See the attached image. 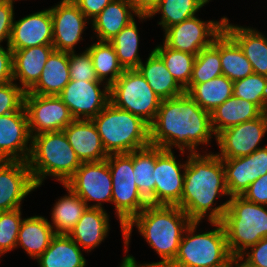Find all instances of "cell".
Here are the masks:
<instances>
[{"instance_id":"obj_1","label":"cell","mask_w":267,"mask_h":267,"mask_svg":"<svg viewBox=\"0 0 267 267\" xmlns=\"http://www.w3.org/2000/svg\"><path fill=\"white\" fill-rule=\"evenodd\" d=\"M216 135L211 125V113L202 109L186 92L180 96L164 99L150 125V145L180 154L187 149L199 153L198 146L210 144ZM174 146V147H173Z\"/></svg>"},{"instance_id":"obj_2","label":"cell","mask_w":267,"mask_h":267,"mask_svg":"<svg viewBox=\"0 0 267 267\" xmlns=\"http://www.w3.org/2000/svg\"><path fill=\"white\" fill-rule=\"evenodd\" d=\"M184 174L183 191L179 206L192 221L221 222L228 200L219 206L214 201L219 196H229L225 183L222 159L209 152L189 153Z\"/></svg>"},{"instance_id":"obj_3","label":"cell","mask_w":267,"mask_h":267,"mask_svg":"<svg viewBox=\"0 0 267 267\" xmlns=\"http://www.w3.org/2000/svg\"><path fill=\"white\" fill-rule=\"evenodd\" d=\"M191 222L179 206L148 204L124 227V253L128 252L130 236L136 226L161 261L138 264L135 257L128 254L119 267H168L174 261L184 232Z\"/></svg>"},{"instance_id":"obj_4","label":"cell","mask_w":267,"mask_h":267,"mask_svg":"<svg viewBox=\"0 0 267 267\" xmlns=\"http://www.w3.org/2000/svg\"><path fill=\"white\" fill-rule=\"evenodd\" d=\"M28 166L36 186L41 187L46 176L65 184L81 166L64 131L41 133L31 136Z\"/></svg>"},{"instance_id":"obj_5","label":"cell","mask_w":267,"mask_h":267,"mask_svg":"<svg viewBox=\"0 0 267 267\" xmlns=\"http://www.w3.org/2000/svg\"><path fill=\"white\" fill-rule=\"evenodd\" d=\"M91 120L108 155L128 154L150 145V126L111 102Z\"/></svg>"},{"instance_id":"obj_6","label":"cell","mask_w":267,"mask_h":267,"mask_svg":"<svg viewBox=\"0 0 267 267\" xmlns=\"http://www.w3.org/2000/svg\"><path fill=\"white\" fill-rule=\"evenodd\" d=\"M199 223L192 221L187 227L178 253L168 267H224L229 263L232 255L223 224L209 222L214 229L198 233Z\"/></svg>"},{"instance_id":"obj_7","label":"cell","mask_w":267,"mask_h":267,"mask_svg":"<svg viewBox=\"0 0 267 267\" xmlns=\"http://www.w3.org/2000/svg\"><path fill=\"white\" fill-rule=\"evenodd\" d=\"M267 206L246 200L241 195L230 196L221 221L232 256L241 255L267 237Z\"/></svg>"},{"instance_id":"obj_8","label":"cell","mask_w":267,"mask_h":267,"mask_svg":"<svg viewBox=\"0 0 267 267\" xmlns=\"http://www.w3.org/2000/svg\"><path fill=\"white\" fill-rule=\"evenodd\" d=\"M112 177V201L115 215L120 222L124 241V227L138 215L148 203L141 197L134 181L133 151L128 154H111L107 157Z\"/></svg>"},{"instance_id":"obj_9","label":"cell","mask_w":267,"mask_h":267,"mask_svg":"<svg viewBox=\"0 0 267 267\" xmlns=\"http://www.w3.org/2000/svg\"><path fill=\"white\" fill-rule=\"evenodd\" d=\"M161 101L137 69H125L110 86V102L140 117L149 126L156 118Z\"/></svg>"},{"instance_id":"obj_10","label":"cell","mask_w":267,"mask_h":267,"mask_svg":"<svg viewBox=\"0 0 267 267\" xmlns=\"http://www.w3.org/2000/svg\"><path fill=\"white\" fill-rule=\"evenodd\" d=\"M225 18L206 22L195 15L185 19L164 31L163 43L171 49L197 55L203 48L210 46L224 30Z\"/></svg>"},{"instance_id":"obj_11","label":"cell","mask_w":267,"mask_h":267,"mask_svg":"<svg viewBox=\"0 0 267 267\" xmlns=\"http://www.w3.org/2000/svg\"><path fill=\"white\" fill-rule=\"evenodd\" d=\"M90 208L104 209L103 202L112 201V177L107 160L82 163L65 183ZM96 203L89 204L88 202Z\"/></svg>"},{"instance_id":"obj_12","label":"cell","mask_w":267,"mask_h":267,"mask_svg":"<svg viewBox=\"0 0 267 267\" xmlns=\"http://www.w3.org/2000/svg\"><path fill=\"white\" fill-rule=\"evenodd\" d=\"M24 106L31 136L63 131L74 120L69 108L59 96L25 92Z\"/></svg>"},{"instance_id":"obj_13","label":"cell","mask_w":267,"mask_h":267,"mask_svg":"<svg viewBox=\"0 0 267 267\" xmlns=\"http://www.w3.org/2000/svg\"><path fill=\"white\" fill-rule=\"evenodd\" d=\"M58 96L74 119L91 120L110 102V86L103 81L70 80Z\"/></svg>"},{"instance_id":"obj_14","label":"cell","mask_w":267,"mask_h":267,"mask_svg":"<svg viewBox=\"0 0 267 267\" xmlns=\"http://www.w3.org/2000/svg\"><path fill=\"white\" fill-rule=\"evenodd\" d=\"M267 133V112L258 118L224 129L216 136L221 159H232L252 154L259 148Z\"/></svg>"},{"instance_id":"obj_15","label":"cell","mask_w":267,"mask_h":267,"mask_svg":"<svg viewBox=\"0 0 267 267\" xmlns=\"http://www.w3.org/2000/svg\"><path fill=\"white\" fill-rule=\"evenodd\" d=\"M187 161L178 163L173 150L156 146L155 205L177 206L182 197Z\"/></svg>"},{"instance_id":"obj_16","label":"cell","mask_w":267,"mask_h":267,"mask_svg":"<svg viewBox=\"0 0 267 267\" xmlns=\"http://www.w3.org/2000/svg\"><path fill=\"white\" fill-rule=\"evenodd\" d=\"M53 22V47L56 51L74 52L84 40L82 34L89 19L73 0H61L50 8Z\"/></svg>"},{"instance_id":"obj_17","label":"cell","mask_w":267,"mask_h":267,"mask_svg":"<svg viewBox=\"0 0 267 267\" xmlns=\"http://www.w3.org/2000/svg\"><path fill=\"white\" fill-rule=\"evenodd\" d=\"M31 141L25 106L19 111L0 116V161L27 162Z\"/></svg>"},{"instance_id":"obj_18","label":"cell","mask_w":267,"mask_h":267,"mask_svg":"<svg viewBox=\"0 0 267 267\" xmlns=\"http://www.w3.org/2000/svg\"><path fill=\"white\" fill-rule=\"evenodd\" d=\"M35 189L26 161H0V212L21 208L22 200Z\"/></svg>"},{"instance_id":"obj_19","label":"cell","mask_w":267,"mask_h":267,"mask_svg":"<svg viewBox=\"0 0 267 267\" xmlns=\"http://www.w3.org/2000/svg\"><path fill=\"white\" fill-rule=\"evenodd\" d=\"M53 44V22L50 8L13 21L8 47L20 50Z\"/></svg>"},{"instance_id":"obj_20","label":"cell","mask_w":267,"mask_h":267,"mask_svg":"<svg viewBox=\"0 0 267 267\" xmlns=\"http://www.w3.org/2000/svg\"><path fill=\"white\" fill-rule=\"evenodd\" d=\"M63 131L81 163L100 162L109 156L92 120L74 119Z\"/></svg>"},{"instance_id":"obj_21","label":"cell","mask_w":267,"mask_h":267,"mask_svg":"<svg viewBox=\"0 0 267 267\" xmlns=\"http://www.w3.org/2000/svg\"><path fill=\"white\" fill-rule=\"evenodd\" d=\"M137 16L141 21L148 15H138L130 0H113L90 23L98 41L109 42Z\"/></svg>"},{"instance_id":"obj_22","label":"cell","mask_w":267,"mask_h":267,"mask_svg":"<svg viewBox=\"0 0 267 267\" xmlns=\"http://www.w3.org/2000/svg\"><path fill=\"white\" fill-rule=\"evenodd\" d=\"M54 50L53 45H40L12 51L13 81L19 80V86L28 92L37 83Z\"/></svg>"},{"instance_id":"obj_23","label":"cell","mask_w":267,"mask_h":267,"mask_svg":"<svg viewBox=\"0 0 267 267\" xmlns=\"http://www.w3.org/2000/svg\"><path fill=\"white\" fill-rule=\"evenodd\" d=\"M109 215L105 209L87 207L77 224L67 234L83 250L91 252L109 234Z\"/></svg>"},{"instance_id":"obj_24","label":"cell","mask_w":267,"mask_h":267,"mask_svg":"<svg viewBox=\"0 0 267 267\" xmlns=\"http://www.w3.org/2000/svg\"><path fill=\"white\" fill-rule=\"evenodd\" d=\"M229 21L226 17L224 30L243 50L252 65L254 73L267 77V37L253 27L229 24Z\"/></svg>"},{"instance_id":"obj_25","label":"cell","mask_w":267,"mask_h":267,"mask_svg":"<svg viewBox=\"0 0 267 267\" xmlns=\"http://www.w3.org/2000/svg\"><path fill=\"white\" fill-rule=\"evenodd\" d=\"M69 82V52L54 50L48 57L37 83L28 92L58 96Z\"/></svg>"},{"instance_id":"obj_26","label":"cell","mask_w":267,"mask_h":267,"mask_svg":"<svg viewBox=\"0 0 267 267\" xmlns=\"http://www.w3.org/2000/svg\"><path fill=\"white\" fill-rule=\"evenodd\" d=\"M145 78L154 93L161 99L180 96L185 90L177 83L166 68L162 58L152 50L146 62L136 68Z\"/></svg>"},{"instance_id":"obj_27","label":"cell","mask_w":267,"mask_h":267,"mask_svg":"<svg viewBox=\"0 0 267 267\" xmlns=\"http://www.w3.org/2000/svg\"><path fill=\"white\" fill-rule=\"evenodd\" d=\"M55 235L47 218L39 215L23 218L16 248L20 246L32 259H37L49 247Z\"/></svg>"},{"instance_id":"obj_28","label":"cell","mask_w":267,"mask_h":267,"mask_svg":"<svg viewBox=\"0 0 267 267\" xmlns=\"http://www.w3.org/2000/svg\"><path fill=\"white\" fill-rule=\"evenodd\" d=\"M39 267H86L81 248L67 234H56L36 259Z\"/></svg>"},{"instance_id":"obj_29","label":"cell","mask_w":267,"mask_h":267,"mask_svg":"<svg viewBox=\"0 0 267 267\" xmlns=\"http://www.w3.org/2000/svg\"><path fill=\"white\" fill-rule=\"evenodd\" d=\"M262 113L254 103L232 96L211 113V125L217 136L224 129L256 119Z\"/></svg>"},{"instance_id":"obj_30","label":"cell","mask_w":267,"mask_h":267,"mask_svg":"<svg viewBox=\"0 0 267 267\" xmlns=\"http://www.w3.org/2000/svg\"><path fill=\"white\" fill-rule=\"evenodd\" d=\"M185 92L205 111L212 113L233 96V81L221 75L210 81L189 84Z\"/></svg>"},{"instance_id":"obj_31","label":"cell","mask_w":267,"mask_h":267,"mask_svg":"<svg viewBox=\"0 0 267 267\" xmlns=\"http://www.w3.org/2000/svg\"><path fill=\"white\" fill-rule=\"evenodd\" d=\"M219 53L222 73L229 80L234 82L254 73L243 50L225 30L219 34Z\"/></svg>"},{"instance_id":"obj_32","label":"cell","mask_w":267,"mask_h":267,"mask_svg":"<svg viewBox=\"0 0 267 267\" xmlns=\"http://www.w3.org/2000/svg\"><path fill=\"white\" fill-rule=\"evenodd\" d=\"M155 163L156 146L149 145L133 151L134 181L141 197L151 205H155Z\"/></svg>"},{"instance_id":"obj_33","label":"cell","mask_w":267,"mask_h":267,"mask_svg":"<svg viewBox=\"0 0 267 267\" xmlns=\"http://www.w3.org/2000/svg\"><path fill=\"white\" fill-rule=\"evenodd\" d=\"M68 191L65 196L58 199L52 208L51 222L55 234H68L77 224L86 210V203L69 187L62 184Z\"/></svg>"},{"instance_id":"obj_34","label":"cell","mask_w":267,"mask_h":267,"mask_svg":"<svg viewBox=\"0 0 267 267\" xmlns=\"http://www.w3.org/2000/svg\"><path fill=\"white\" fill-rule=\"evenodd\" d=\"M92 44L86 49L92 57L96 76L111 86L125 69L119 63L115 48L110 42L97 41Z\"/></svg>"},{"instance_id":"obj_35","label":"cell","mask_w":267,"mask_h":267,"mask_svg":"<svg viewBox=\"0 0 267 267\" xmlns=\"http://www.w3.org/2000/svg\"><path fill=\"white\" fill-rule=\"evenodd\" d=\"M211 0H161L148 18H153L157 13L161 14L158 22L165 31L167 28L179 24L185 19L191 18ZM199 10V11H198Z\"/></svg>"},{"instance_id":"obj_36","label":"cell","mask_w":267,"mask_h":267,"mask_svg":"<svg viewBox=\"0 0 267 267\" xmlns=\"http://www.w3.org/2000/svg\"><path fill=\"white\" fill-rule=\"evenodd\" d=\"M139 30L133 20L109 42L114 46L119 63L124 69H136L142 62L139 51Z\"/></svg>"},{"instance_id":"obj_37","label":"cell","mask_w":267,"mask_h":267,"mask_svg":"<svg viewBox=\"0 0 267 267\" xmlns=\"http://www.w3.org/2000/svg\"><path fill=\"white\" fill-rule=\"evenodd\" d=\"M153 50L162 58L168 71L185 90L190 83L196 55L171 49L164 43L159 44Z\"/></svg>"},{"instance_id":"obj_38","label":"cell","mask_w":267,"mask_h":267,"mask_svg":"<svg viewBox=\"0 0 267 267\" xmlns=\"http://www.w3.org/2000/svg\"><path fill=\"white\" fill-rule=\"evenodd\" d=\"M221 75H223V73L218 35L210 46L203 48L196 55L189 84L205 83Z\"/></svg>"},{"instance_id":"obj_39","label":"cell","mask_w":267,"mask_h":267,"mask_svg":"<svg viewBox=\"0 0 267 267\" xmlns=\"http://www.w3.org/2000/svg\"><path fill=\"white\" fill-rule=\"evenodd\" d=\"M225 183L230 196L242 195L254 182L251 169V154L244 157L222 159Z\"/></svg>"},{"instance_id":"obj_40","label":"cell","mask_w":267,"mask_h":267,"mask_svg":"<svg viewBox=\"0 0 267 267\" xmlns=\"http://www.w3.org/2000/svg\"><path fill=\"white\" fill-rule=\"evenodd\" d=\"M233 96L254 103L267 112V77L253 73L233 82Z\"/></svg>"},{"instance_id":"obj_41","label":"cell","mask_w":267,"mask_h":267,"mask_svg":"<svg viewBox=\"0 0 267 267\" xmlns=\"http://www.w3.org/2000/svg\"><path fill=\"white\" fill-rule=\"evenodd\" d=\"M21 209L0 212V252L2 255L16 248L18 232L23 221Z\"/></svg>"},{"instance_id":"obj_42","label":"cell","mask_w":267,"mask_h":267,"mask_svg":"<svg viewBox=\"0 0 267 267\" xmlns=\"http://www.w3.org/2000/svg\"><path fill=\"white\" fill-rule=\"evenodd\" d=\"M76 51L69 53L70 80L101 81L97 78L92 57L86 49L80 54Z\"/></svg>"},{"instance_id":"obj_43","label":"cell","mask_w":267,"mask_h":267,"mask_svg":"<svg viewBox=\"0 0 267 267\" xmlns=\"http://www.w3.org/2000/svg\"><path fill=\"white\" fill-rule=\"evenodd\" d=\"M25 91L14 81L0 85V116L24 106Z\"/></svg>"},{"instance_id":"obj_44","label":"cell","mask_w":267,"mask_h":267,"mask_svg":"<svg viewBox=\"0 0 267 267\" xmlns=\"http://www.w3.org/2000/svg\"><path fill=\"white\" fill-rule=\"evenodd\" d=\"M17 0H0V43L10 41L12 24L14 21V2ZM1 46V44H0Z\"/></svg>"},{"instance_id":"obj_45","label":"cell","mask_w":267,"mask_h":267,"mask_svg":"<svg viewBox=\"0 0 267 267\" xmlns=\"http://www.w3.org/2000/svg\"><path fill=\"white\" fill-rule=\"evenodd\" d=\"M241 196L248 201L267 206V173L251 183Z\"/></svg>"},{"instance_id":"obj_46","label":"cell","mask_w":267,"mask_h":267,"mask_svg":"<svg viewBox=\"0 0 267 267\" xmlns=\"http://www.w3.org/2000/svg\"><path fill=\"white\" fill-rule=\"evenodd\" d=\"M249 248L250 250H246L241 255L257 267H267V237Z\"/></svg>"},{"instance_id":"obj_47","label":"cell","mask_w":267,"mask_h":267,"mask_svg":"<svg viewBox=\"0 0 267 267\" xmlns=\"http://www.w3.org/2000/svg\"><path fill=\"white\" fill-rule=\"evenodd\" d=\"M10 81H13L12 50L0 46V85Z\"/></svg>"},{"instance_id":"obj_48","label":"cell","mask_w":267,"mask_h":267,"mask_svg":"<svg viewBox=\"0 0 267 267\" xmlns=\"http://www.w3.org/2000/svg\"><path fill=\"white\" fill-rule=\"evenodd\" d=\"M251 169L254 181L267 173V145L251 154Z\"/></svg>"},{"instance_id":"obj_49","label":"cell","mask_w":267,"mask_h":267,"mask_svg":"<svg viewBox=\"0 0 267 267\" xmlns=\"http://www.w3.org/2000/svg\"><path fill=\"white\" fill-rule=\"evenodd\" d=\"M83 12V14L92 21L110 2L113 0H73Z\"/></svg>"},{"instance_id":"obj_50","label":"cell","mask_w":267,"mask_h":267,"mask_svg":"<svg viewBox=\"0 0 267 267\" xmlns=\"http://www.w3.org/2000/svg\"><path fill=\"white\" fill-rule=\"evenodd\" d=\"M138 15H150L161 0H130Z\"/></svg>"},{"instance_id":"obj_51","label":"cell","mask_w":267,"mask_h":267,"mask_svg":"<svg viewBox=\"0 0 267 267\" xmlns=\"http://www.w3.org/2000/svg\"><path fill=\"white\" fill-rule=\"evenodd\" d=\"M232 267H257V266L248 262L242 255H234L232 256Z\"/></svg>"},{"instance_id":"obj_52","label":"cell","mask_w":267,"mask_h":267,"mask_svg":"<svg viewBox=\"0 0 267 267\" xmlns=\"http://www.w3.org/2000/svg\"><path fill=\"white\" fill-rule=\"evenodd\" d=\"M224 267H232V257H231L229 263L227 265H225Z\"/></svg>"}]
</instances>
